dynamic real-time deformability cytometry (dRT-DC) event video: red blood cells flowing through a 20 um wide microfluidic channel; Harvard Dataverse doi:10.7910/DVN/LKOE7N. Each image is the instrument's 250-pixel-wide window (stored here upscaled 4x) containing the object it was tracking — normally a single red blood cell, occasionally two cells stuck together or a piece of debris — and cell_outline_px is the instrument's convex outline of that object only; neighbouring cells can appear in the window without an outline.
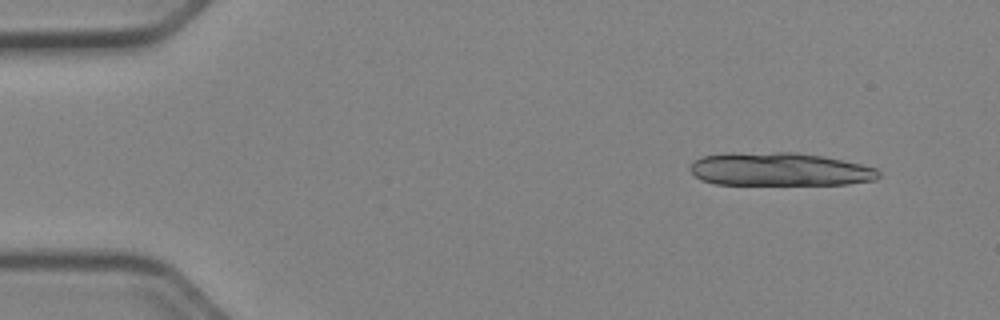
{"species": "Egyptian fruit bat (a non-hibernating species)", "species_latin": "Rousettus aegyptiacus", "temperature_condition": "cold", "stored_images_in_passage": 11, "camera_frame_rate_fps": 3000, "um_per_image_px": 0.085, "animal": {"sex": "female"}, "frame": {"image": 1, "passage_image": 1, "time_ms": 0.0, "image_size_px": [1000, 320], "cell_outline_px": [[880, 176], [876, 180], [848, 184], [716, 184], [700, 180], [688, 168], [700, 156], [724, 152], [796, 152], [844, 160], [876, 168], [880, 172]], "centroid_in_image_um": [66.24, 14.38], "position_along_channel_um": 18.8, "area_um2": 36.82}}